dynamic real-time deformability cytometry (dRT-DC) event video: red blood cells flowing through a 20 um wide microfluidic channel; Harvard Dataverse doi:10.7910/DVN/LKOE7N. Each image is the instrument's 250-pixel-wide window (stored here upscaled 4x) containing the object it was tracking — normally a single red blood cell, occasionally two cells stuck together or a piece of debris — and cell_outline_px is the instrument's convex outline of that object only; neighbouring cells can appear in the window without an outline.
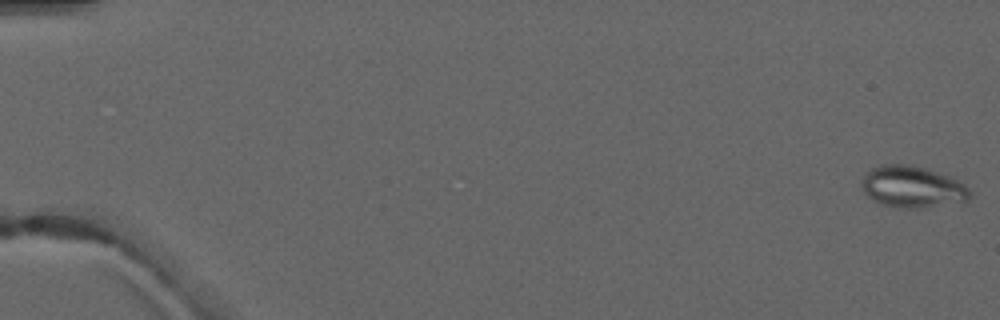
{"species": "common noctule bat (a hibernating species)", "species_latin": "Nyctalus noctula", "temperature_condition": "warm", "stored_images_in_passage": 6, "camera_frame_rate_fps": 3000, "um_per_image_px": 0.085, "animal": {"sex": "male", "forearm_length_mm": 52.5}, "frame": {"image": 1, "passage_image": 1, "time_ms": 0.0, "image_size_px": [1000, 320], "cell_outline_px": [[972, 192], [968, 200], [924, 208], [896, 208], [880, 204], [872, 200], [864, 192], [860, 180], [864, 172], [880, 164], [912, 164], [948, 176], [964, 184]], "centroid_in_image_um": [77.49, 15.88], "position_along_channel_um": 7.5, "area_um2": 26.47}}